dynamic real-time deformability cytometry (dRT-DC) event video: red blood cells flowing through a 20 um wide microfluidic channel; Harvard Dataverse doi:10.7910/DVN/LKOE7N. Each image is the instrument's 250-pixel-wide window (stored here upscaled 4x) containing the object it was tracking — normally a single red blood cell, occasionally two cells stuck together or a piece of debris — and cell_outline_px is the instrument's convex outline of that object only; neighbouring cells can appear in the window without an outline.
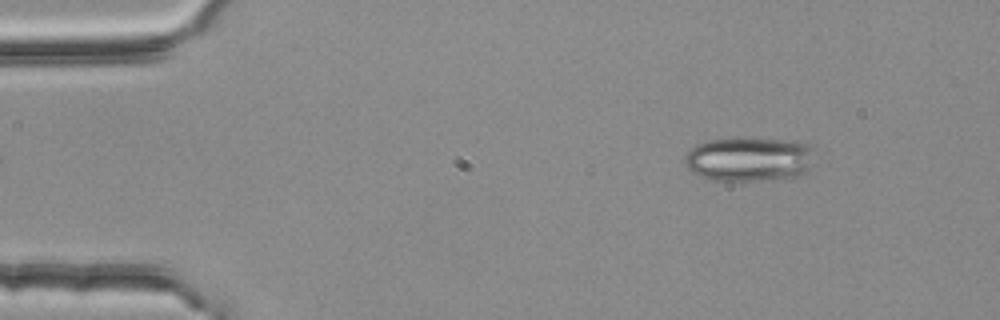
{"species": "common noctule bat (a hibernating species)", "species_latin": "Nyctalus noctula", "temperature_condition": "room temperature", "stored_images_in_passage": 3, "camera_frame_rate_fps": 3000, "um_per_image_px": 0.085, "animal": {"sex": "female", "body_mass_g": 25.1}, "frame": {"image": 1, "passage_image": 1, "time_ms": 0.0, "image_size_px": [1000, 320], "cell_outline_px": [[812, 148], [804, 172], [796, 176], [764, 180], [716, 180], [700, 176], [692, 172], [684, 164], [684, 156], [696, 144], [712, 140], [800, 140], [812, 144]], "centroid_in_image_um": [63.62, 13.54], "position_along_channel_um": 21.4, "area_um2": 32.48}}